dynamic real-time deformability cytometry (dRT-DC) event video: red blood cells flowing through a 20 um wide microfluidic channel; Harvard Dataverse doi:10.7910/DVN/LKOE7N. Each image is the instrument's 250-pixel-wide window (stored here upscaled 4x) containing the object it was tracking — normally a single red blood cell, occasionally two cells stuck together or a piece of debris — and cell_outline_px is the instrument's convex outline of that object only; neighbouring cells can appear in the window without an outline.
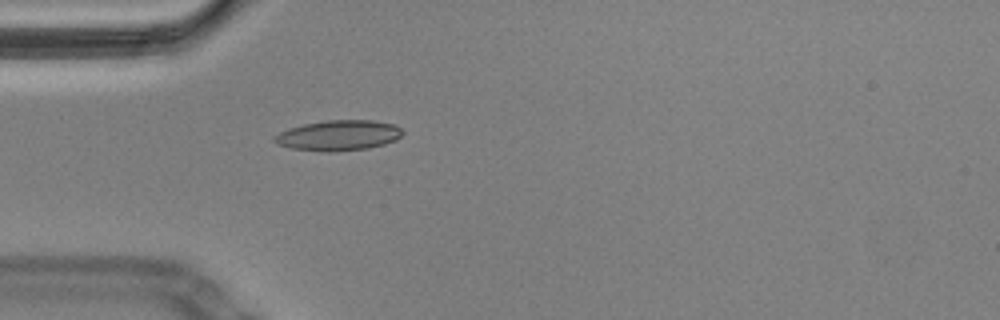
{"species": "Egyptian fruit bat (a non-hibernating species)", "species_latin": "Rousettus aegyptiacus", "temperature_condition": "cold", "stored_images_in_passage": 38, "camera_frame_rate_fps": 3000, "um_per_image_px": 0.085, "animal": {"sex": "male"}, "frame": {"image": 1, "passage_image": 1, "time_ms": 0.0, "image_size_px": [1000, 320], "cell_outline_px": [[404, 132], [396, 140], [384, 144], [368, 148], [328, 152], [324, 152], [292, 148], [276, 144], [272, 140], [272, 136], [288, 128], [304, 124], [328, 120], [372, 120], [396, 124]], "centroid_in_image_um": [28.76, 11.5], "position_along_channel_um": 56.2, "area_um2": 22.77}, "authors_computed_cell_mechanics": {"area_um2": 22.6576, "velocity_mm_per_s": 3.464, "shape_relaxation_time_tau1_ms": null, "shape_relaxation_time_tau2_ms": 1.6171, "deformation_change_tau1": null, "deformation_change_tau2": 0.0686}}